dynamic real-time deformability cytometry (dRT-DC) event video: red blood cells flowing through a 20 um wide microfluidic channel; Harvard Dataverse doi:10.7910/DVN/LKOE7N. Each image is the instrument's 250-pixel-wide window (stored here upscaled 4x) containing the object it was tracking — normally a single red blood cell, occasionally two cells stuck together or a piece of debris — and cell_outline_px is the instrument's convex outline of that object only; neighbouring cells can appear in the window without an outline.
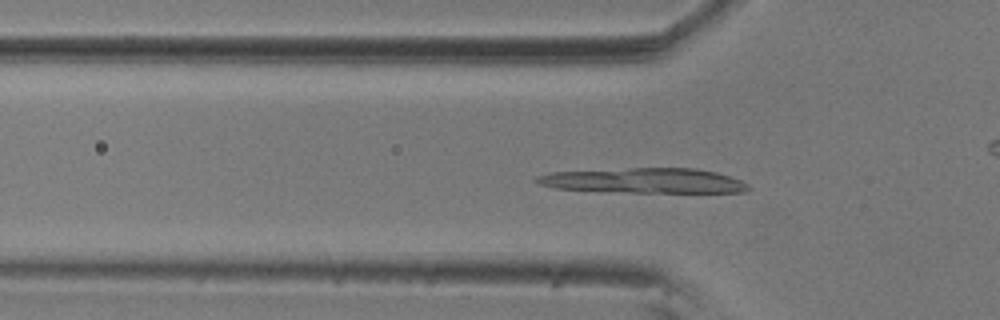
{"species": "common noctule bat (a hibernating species)", "species_latin": "Nyctalus noctula", "temperature_condition": "room temperature", "stored_images_in_passage": 34, "camera_frame_rate_fps": 3000, "um_per_image_px": 0.085, "animal": {"sex": "male", "body_mass_g": 20.5, "forearm_length_mm": 52.5}, "frame": {"image": 1, "passage_image": 8, "time_ms": 2.333, "image_size_px": [1000, 320], "cell_outline_px": [[752, 188], [744, 192], [628, 192], [556, 188], [540, 184], [532, 180], [536, 176], [552, 172], [628, 168], [696, 168], [716, 172], [740, 180], [748, 184]], "centroid_in_image_um": [54.76, 15.35], "position_along_channel_um": 71.0, "area_um2": 30.63}}
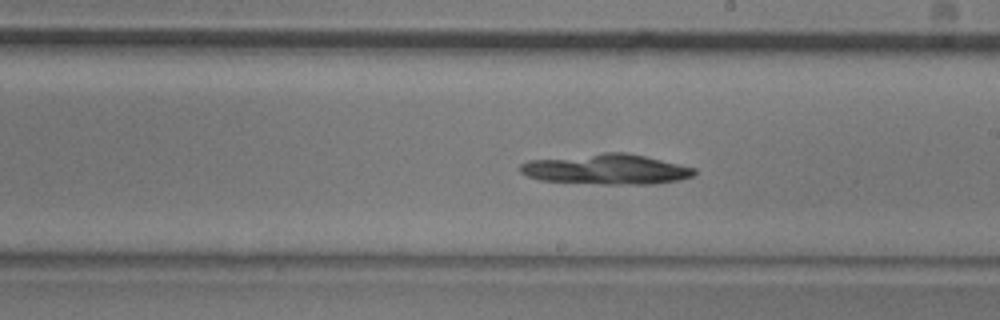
{"frame": {"image": 2, "passage_image": 22, "time_ms": 7.0, "image_size_px": [1000, 320], "cell_outline_px": [[696, 172], [692, 176], [680, 180], [656, 184], [604, 184], [540, 180], [528, 176], [520, 172], [520, 164], [528, 160], [604, 152], [628, 152], [696, 168]], "centroid_in_image_um": [51.55, 14.38], "position_along_channel_um": 237.4, "area_um2": 30.81}}
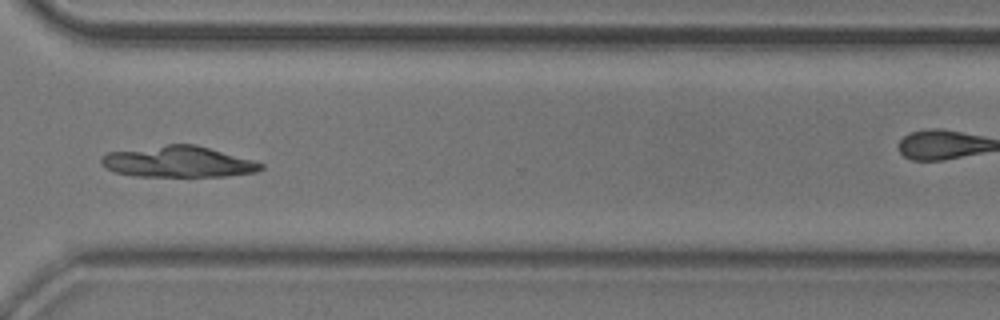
{"frame": {"image": 3, "passage_image": 32, "time_ms": 10.333, "image_size_px": [1000, 320], "cell_outline_px": [[264, 168], [256, 172], [228, 176], [132, 176], [116, 172], [104, 168], [100, 160], [108, 152], [164, 144], [196, 144], [252, 160], [264, 164]], "centroid_in_image_um": [15.13, 13.75], "position_along_channel_um": 355.5, "area_um2": 28.96}, "authors_computed_cell_mechanics": {"area_um2": 29.7959, "velocity_mm_per_s": 3.5526, "shape_relaxation_time_tau1_ms": 9.4601, "shape_relaxation_time_tau2_ms": null, "deformation_change_tau1": 0.273, "deformation_change_tau2": null}}